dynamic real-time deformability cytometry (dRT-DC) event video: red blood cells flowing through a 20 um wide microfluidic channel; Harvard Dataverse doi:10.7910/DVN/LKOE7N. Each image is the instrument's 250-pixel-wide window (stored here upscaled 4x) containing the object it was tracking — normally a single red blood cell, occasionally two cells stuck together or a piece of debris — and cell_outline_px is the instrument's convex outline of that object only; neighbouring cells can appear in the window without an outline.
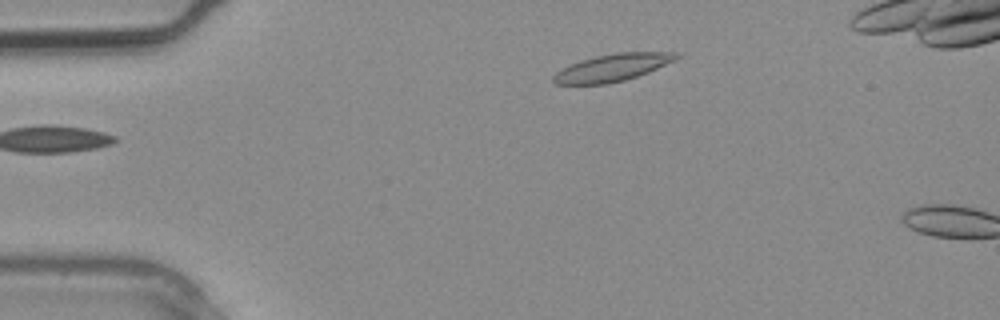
{"species": "common noctule bat (a hibernating species)", "species_latin": "Nyctalus noctula", "temperature_condition": "warm", "stored_images_in_passage": 2, "camera_frame_rate_fps": 3000, "um_per_image_px": 0.085, "animal": {"sex": "male", "body_mass_g": 20.4}, "frame": {"image": 1, "passage_image": 1, "time_ms": 0.0, "image_size_px": [1000, 320], "cell_outline_px": [[680, 56], [676, 60], [648, 72], [624, 80], [608, 84], [556, 84], [552, 80], [552, 76], [556, 72], [580, 60], [596, 56], [616, 52], [676, 52]], "centroid_in_image_um": [52.07, 5.74], "position_along_channel_um": 32.9, "area_um2": 19.42}}